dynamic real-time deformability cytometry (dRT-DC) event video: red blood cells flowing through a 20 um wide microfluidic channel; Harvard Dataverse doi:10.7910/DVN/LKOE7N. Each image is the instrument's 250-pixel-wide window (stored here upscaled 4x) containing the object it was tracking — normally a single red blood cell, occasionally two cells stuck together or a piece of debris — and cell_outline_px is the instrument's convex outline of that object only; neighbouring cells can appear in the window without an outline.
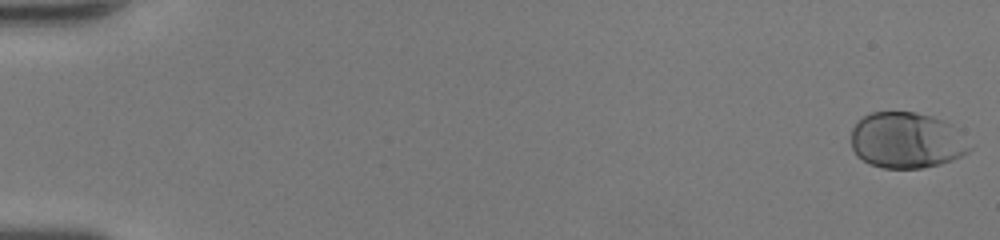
{"species": "human", "species_latin": "Homo sapiens", "temperature_condition": "room temperature", "stored_images_in_passage": 50, "camera_frame_rate_fps": 3000, "um_per_image_px": 0.085, "donor": {"sex": "female"}, "frame": {"image": 1, "passage_image": 1, "time_ms": 0.0, "image_size_px": [1000, 240], "cell_outline_px": [[972, 148], [968, 152], [952, 160], [940, 164], [920, 168], [884, 168], [872, 164], [856, 156], [852, 148], [852, 128], [864, 116], [872, 112], [916, 112], [932, 116], [944, 120], [952, 124]], "centroid_in_image_um": [77.06, 11.92], "position_along_channel_um": 7.9, "area_um2": 38.49}}
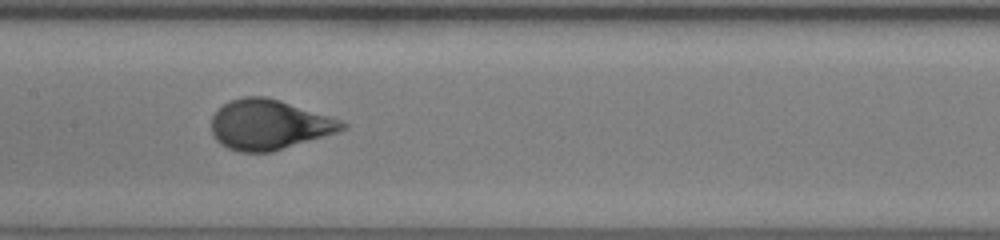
{"frame": {"image": 2, "passage_image": 27, "time_ms": 8.667, "image_size_px": [1000, 240], "cell_outline_px": [[348, 128], [336, 132], [272, 152], [240, 152], [228, 148], [220, 144], [216, 140], [212, 132], [212, 116], [228, 100], [244, 96], [264, 96], [280, 100], [340, 120], [348, 124]], "centroid_in_image_um": [22.84, 10.59], "position_along_channel_um": 184.6, "area_um2": 37.8}}
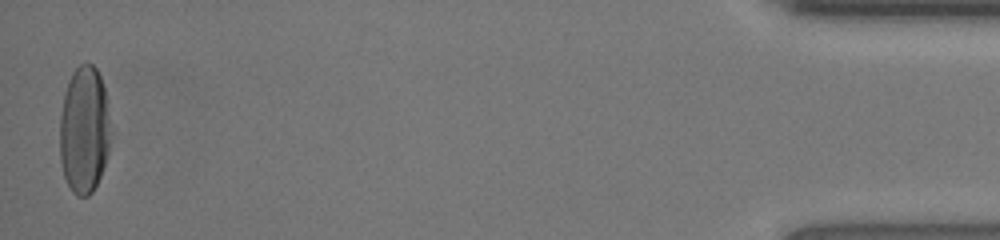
{"frame": {"image": 3, "passage_image": 50, "time_ms": 16.333, "image_size_px": [1000, 240], "cell_outline_px": [[108, 152], [100, 176], [92, 192], [88, 196], [76, 196], [72, 192], [64, 176], [60, 160], [60, 116], [64, 92], [68, 80], [72, 72], [80, 64], [92, 64], [96, 68], [100, 76], [104, 88], [108, 140]], "centroid_in_image_um": [7.1, 11.06], "position_along_channel_um": 428.1, "area_um2": 36.99}, "authors_computed_cell_mechanics": {"area_um2": 37.5122, "velocity_mm_per_s": 4.2763, "shape_relaxation_time_tau1_ms": 3.363, "shape_relaxation_time_tau2_ms": null, "deformation_change_tau1": 0.1957, "deformation_change_tau2": null}}